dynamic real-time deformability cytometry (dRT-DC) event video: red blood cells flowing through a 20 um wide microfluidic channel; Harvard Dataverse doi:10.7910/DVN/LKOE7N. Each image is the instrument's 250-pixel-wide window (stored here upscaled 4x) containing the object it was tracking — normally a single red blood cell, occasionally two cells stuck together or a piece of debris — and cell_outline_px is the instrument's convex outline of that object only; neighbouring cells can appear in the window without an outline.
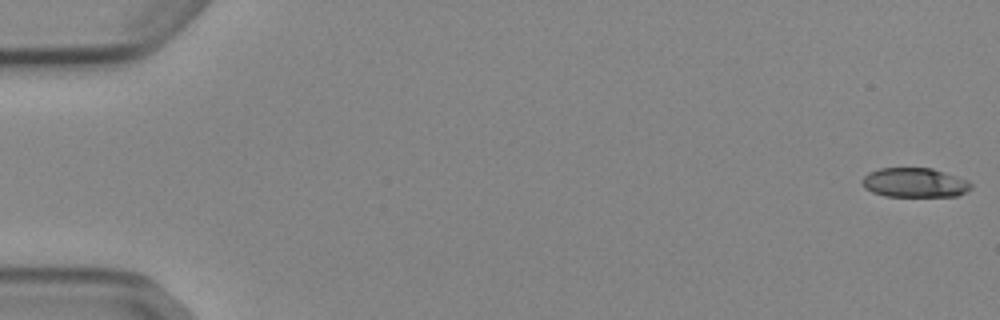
{"species": "Egyptian fruit bat (a non-hibernating species)", "species_latin": "Rousettus aegyptiacus", "temperature_condition": "cold", "stored_images_in_passage": 15, "camera_frame_rate_fps": 3000, "um_per_image_px": 0.085, "animal": {"sex": "female"}, "frame": {"image": 1, "passage_image": 1, "time_ms": 0.0, "image_size_px": [1000, 320], "cell_outline_px": [[972, 188], [956, 196], [884, 196], [872, 192], [864, 188], [860, 180], [868, 172], [880, 168], [932, 168], [968, 180], [972, 184]], "centroid_in_image_um": [77.71, 15.52], "position_along_channel_um": 7.3, "area_um2": 18.73}}
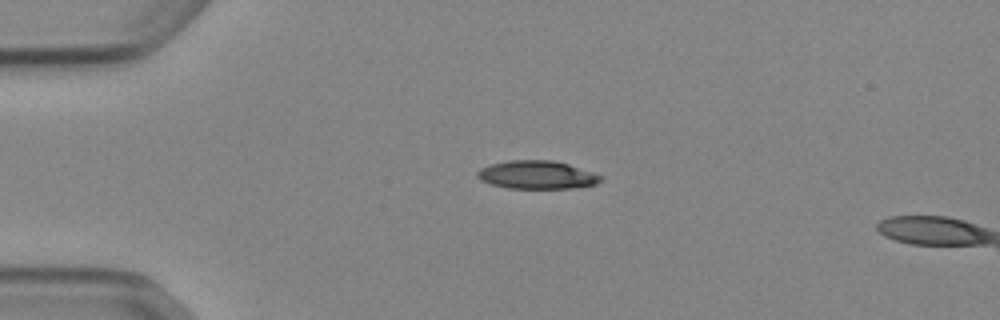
{"frame": {"image": 2, "passage_image": 13, "time_ms": 4.0, "image_size_px": [1000, 320], "cell_outline_px": [[604, 180], [596, 184], [572, 188], [508, 188], [492, 184], [480, 180], [476, 176], [476, 172], [480, 168], [492, 164], [508, 160], [552, 160], [568, 164], [604, 176]], "centroid_in_image_um": [45.65, 14.86], "position_along_channel_um": 39.3, "area_um2": 20.29}}